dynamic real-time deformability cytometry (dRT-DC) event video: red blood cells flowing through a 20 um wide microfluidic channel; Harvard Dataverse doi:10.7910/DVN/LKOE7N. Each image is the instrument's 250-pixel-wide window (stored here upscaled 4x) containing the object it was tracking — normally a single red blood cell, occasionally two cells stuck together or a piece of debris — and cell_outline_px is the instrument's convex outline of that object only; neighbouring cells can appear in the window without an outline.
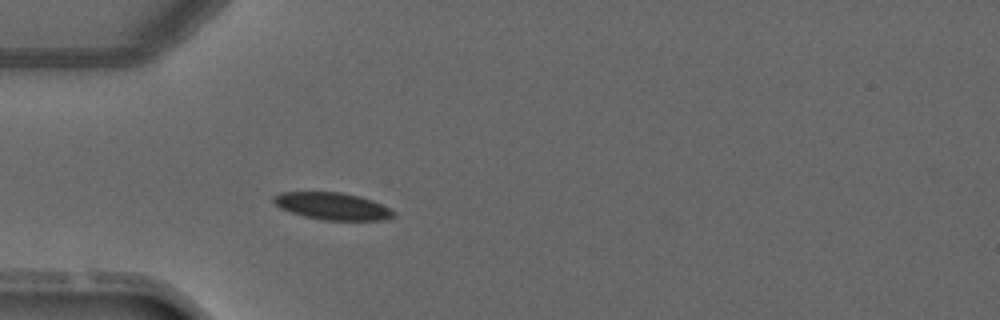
{"species": "common noctule bat (a hibernating species)", "species_latin": "Nyctalus noctula", "temperature_condition": "warm", "stored_images_in_passage": 2, "camera_frame_rate_fps": 3000, "um_per_image_px": 0.085, "animal": {"sex": "male", "forearm_length_mm": 52.5}, "frame": {"image": 1, "passage_image": 2, "time_ms": 1.333, "image_size_px": [1000, 320], "cell_outline_px": [[396, 216], [384, 220], [324, 220], [304, 216], [280, 208], [272, 200], [272, 196], [280, 192], [340, 192], [360, 196], [372, 200], [396, 212]], "centroid_in_image_um": [28.26, 17.52], "position_along_channel_um": 56.7, "area_um2": 18.96}}